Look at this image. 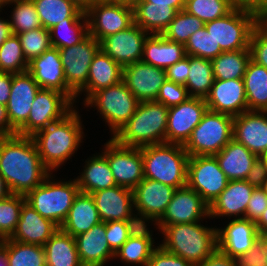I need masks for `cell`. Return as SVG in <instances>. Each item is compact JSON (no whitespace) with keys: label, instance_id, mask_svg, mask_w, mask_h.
Masks as SVG:
<instances>
[{"label":"cell","instance_id":"cell-11","mask_svg":"<svg viewBox=\"0 0 267 266\" xmlns=\"http://www.w3.org/2000/svg\"><path fill=\"white\" fill-rule=\"evenodd\" d=\"M73 106L74 103L64 93L54 89H40L32 102L27 122L16 134L32 137L51 123L62 119Z\"/></svg>","mask_w":267,"mask_h":266},{"label":"cell","instance_id":"cell-7","mask_svg":"<svg viewBox=\"0 0 267 266\" xmlns=\"http://www.w3.org/2000/svg\"><path fill=\"white\" fill-rule=\"evenodd\" d=\"M234 117L208 110L183 145L192 156H214L233 139Z\"/></svg>","mask_w":267,"mask_h":266},{"label":"cell","instance_id":"cell-51","mask_svg":"<svg viewBox=\"0 0 267 266\" xmlns=\"http://www.w3.org/2000/svg\"><path fill=\"white\" fill-rule=\"evenodd\" d=\"M249 48L251 59L267 68V27L260 21L252 30Z\"/></svg>","mask_w":267,"mask_h":266},{"label":"cell","instance_id":"cell-35","mask_svg":"<svg viewBox=\"0 0 267 266\" xmlns=\"http://www.w3.org/2000/svg\"><path fill=\"white\" fill-rule=\"evenodd\" d=\"M154 239L147 225H140L128 238V240L115 252V257L121 262L129 264H140L147 266L148 261L156 249Z\"/></svg>","mask_w":267,"mask_h":266},{"label":"cell","instance_id":"cell-3","mask_svg":"<svg viewBox=\"0 0 267 266\" xmlns=\"http://www.w3.org/2000/svg\"><path fill=\"white\" fill-rule=\"evenodd\" d=\"M168 107L152 101L139 102L134 115L112 138L120 145L141 148L166 143Z\"/></svg>","mask_w":267,"mask_h":266},{"label":"cell","instance_id":"cell-68","mask_svg":"<svg viewBox=\"0 0 267 266\" xmlns=\"http://www.w3.org/2000/svg\"><path fill=\"white\" fill-rule=\"evenodd\" d=\"M0 266H9L6 256L1 247H0Z\"/></svg>","mask_w":267,"mask_h":266},{"label":"cell","instance_id":"cell-41","mask_svg":"<svg viewBox=\"0 0 267 266\" xmlns=\"http://www.w3.org/2000/svg\"><path fill=\"white\" fill-rule=\"evenodd\" d=\"M214 81L212 61L190 56V69L185 85L189 97L205 99L210 93Z\"/></svg>","mask_w":267,"mask_h":266},{"label":"cell","instance_id":"cell-45","mask_svg":"<svg viewBox=\"0 0 267 266\" xmlns=\"http://www.w3.org/2000/svg\"><path fill=\"white\" fill-rule=\"evenodd\" d=\"M203 27L205 23L202 20L182 10L177 12L162 35L167 40L185 45L190 36Z\"/></svg>","mask_w":267,"mask_h":266},{"label":"cell","instance_id":"cell-67","mask_svg":"<svg viewBox=\"0 0 267 266\" xmlns=\"http://www.w3.org/2000/svg\"><path fill=\"white\" fill-rule=\"evenodd\" d=\"M240 266H267L259 258H251L241 261Z\"/></svg>","mask_w":267,"mask_h":266},{"label":"cell","instance_id":"cell-43","mask_svg":"<svg viewBox=\"0 0 267 266\" xmlns=\"http://www.w3.org/2000/svg\"><path fill=\"white\" fill-rule=\"evenodd\" d=\"M11 4H14V8L11 11L12 17L9 24L13 34L18 35L42 27L32 0H14L5 4L2 8Z\"/></svg>","mask_w":267,"mask_h":266},{"label":"cell","instance_id":"cell-53","mask_svg":"<svg viewBox=\"0 0 267 266\" xmlns=\"http://www.w3.org/2000/svg\"><path fill=\"white\" fill-rule=\"evenodd\" d=\"M266 209L267 194L261 187L254 188L245 211V218L256 223Z\"/></svg>","mask_w":267,"mask_h":266},{"label":"cell","instance_id":"cell-28","mask_svg":"<svg viewBox=\"0 0 267 266\" xmlns=\"http://www.w3.org/2000/svg\"><path fill=\"white\" fill-rule=\"evenodd\" d=\"M254 188L245 180L229 181L226 188L209 206V217L245 218Z\"/></svg>","mask_w":267,"mask_h":266},{"label":"cell","instance_id":"cell-50","mask_svg":"<svg viewBox=\"0 0 267 266\" xmlns=\"http://www.w3.org/2000/svg\"><path fill=\"white\" fill-rule=\"evenodd\" d=\"M140 225L139 221L106 222V239L110 248L116 252Z\"/></svg>","mask_w":267,"mask_h":266},{"label":"cell","instance_id":"cell-24","mask_svg":"<svg viewBox=\"0 0 267 266\" xmlns=\"http://www.w3.org/2000/svg\"><path fill=\"white\" fill-rule=\"evenodd\" d=\"M208 110L236 117L248 111L243 78L215 79L205 98Z\"/></svg>","mask_w":267,"mask_h":266},{"label":"cell","instance_id":"cell-23","mask_svg":"<svg viewBox=\"0 0 267 266\" xmlns=\"http://www.w3.org/2000/svg\"><path fill=\"white\" fill-rule=\"evenodd\" d=\"M233 139L257 157L267 153V111H246L233 119Z\"/></svg>","mask_w":267,"mask_h":266},{"label":"cell","instance_id":"cell-22","mask_svg":"<svg viewBox=\"0 0 267 266\" xmlns=\"http://www.w3.org/2000/svg\"><path fill=\"white\" fill-rule=\"evenodd\" d=\"M28 72L41 89H54L64 93L73 103L76 95L67 87L64 69L57 48L51 47L28 64Z\"/></svg>","mask_w":267,"mask_h":266},{"label":"cell","instance_id":"cell-33","mask_svg":"<svg viewBox=\"0 0 267 266\" xmlns=\"http://www.w3.org/2000/svg\"><path fill=\"white\" fill-rule=\"evenodd\" d=\"M134 23L149 34H162L177 10L169 5H155L151 2H133Z\"/></svg>","mask_w":267,"mask_h":266},{"label":"cell","instance_id":"cell-30","mask_svg":"<svg viewBox=\"0 0 267 266\" xmlns=\"http://www.w3.org/2000/svg\"><path fill=\"white\" fill-rule=\"evenodd\" d=\"M99 212L91 194L79 192L60 229L73 237L101 223Z\"/></svg>","mask_w":267,"mask_h":266},{"label":"cell","instance_id":"cell-29","mask_svg":"<svg viewBox=\"0 0 267 266\" xmlns=\"http://www.w3.org/2000/svg\"><path fill=\"white\" fill-rule=\"evenodd\" d=\"M123 68L101 49L94 55L86 86L76 95L86 92L84 103L97 91L122 81Z\"/></svg>","mask_w":267,"mask_h":266},{"label":"cell","instance_id":"cell-2","mask_svg":"<svg viewBox=\"0 0 267 266\" xmlns=\"http://www.w3.org/2000/svg\"><path fill=\"white\" fill-rule=\"evenodd\" d=\"M80 118L74 107L62 119L32 136L42 163L51 173L78 150L84 138Z\"/></svg>","mask_w":267,"mask_h":266},{"label":"cell","instance_id":"cell-13","mask_svg":"<svg viewBox=\"0 0 267 266\" xmlns=\"http://www.w3.org/2000/svg\"><path fill=\"white\" fill-rule=\"evenodd\" d=\"M228 182L215 156L189 157L186 185L195 190L209 206Z\"/></svg>","mask_w":267,"mask_h":266},{"label":"cell","instance_id":"cell-63","mask_svg":"<svg viewBox=\"0 0 267 266\" xmlns=\"http://www.w3.org/2000/svg\"><path fill=\"white\" fill-rule=\"evenodd\" d=\"M257 258L267 265V236L259 239Z\"/></svg>","mask_w":267,"mask_h":266},{"label":"cell","instance_id":"cell-44","mask_svg":"<svg viewBox=\"0 0 267 266\" xmlns=\"http://www.w3.org/2000/svg\"><path fill=\"white\" fill-rule=\"evenodd\" d=\"M28 64L18 35L12 34L0 46V72H25L28 71Z\"/></svg>","mask_w":267,"mask_h":266},{"label":"cell","instance_id":"cell-60","mask_svg":"<svg viewBox=\"0 0 267 266\" xmlns=\"http://www.w3.org/2000/svg\"><path fill=\"white\" fill-rule=\"evenodd\" d=\"M15 134L16 132L10 127L6 106L0 104V135L7 137Z\"/></svg>","mask_w":267,"mask_h":266},{"label":"cell","instance_id":"cell-73","mask_svg":"<svg viewBox=\"0 0 267 266\" xmlns=\"http://www.w3.org/2000/svg\"><path fill=\"white\" fill-rule=\"evenodd\" d=\"M1 144H2V136L0 135V149H1Z\"/></svg>","mask_w":267,"mask_h":266},{"label":"cell","instance_id":"cell-34","mask_svg":"<svg viewBox=\"0 0 267 266\" xmlns=\"http://www.w3.org/2000/svg\"><path fill=\"white\" fill-rule=\"evenodd\" d=\"M85 161L84 169L76 178L80 192L94 193L116 185L108 160L103 153Z\"/></svg>","mask_w":267,"mask_h":266},{"label":"cell","instance_id":"cell-62","mask_svg":"<svg viewBox=\"0 0 267 266\" xmlns=\"http://www.w3.org/2000/svg\"><path fill=\"white\" fill-rule=\"evenodd\" d=\"M2 8H0V11ZM13 34L9 20H4L0 18V46L1 44Z\"/></svg>","mask_w":267,"mask_h":266},{"label":"cell","instance_id":"cell-47","mask_svg":"<svg viewBox=\"0 0 267 266\" xmlns=\"http://www.w3.org/2000/svg\"><path fill=\"white\" fill-rule=\"evenodd\" d=\"M25 202V196L19 194H11L0 200V240L10 238L16 230Z\"/></svg>","mask_w":267,"mask_h":266},{"label":"cell","instance_id":"cell-5","mask_svg":"<svg viewBox=\"0 0 267 266\" xmlns=\"http://www.w3.org/2000/svg\"><path fill=\"white\" fill-rule=\"evenodd\" d=\"M144 178L161 182L173 188L187 183L189 155L183 145L163 143L141 147Z\"/></svg>","mask_w":267,"mask_h":266},{"label":"cell","instance_id":"cell-48","mask_svg":"<svg viewBox=\"0 0 267 266\" xmlns=\"http://www.w3.org/2000/svg\"><path fill=\"white\" fill-rule=\"evenodd\" d=\"M23 54L28 62L52 47L50 30L40 27L18 34Z\"/></svg>","mask_w":267,"mask_h":266},{"label":"cell","instance_id":"cell-19","mask_svg":"<svg viewBox=\"0 0 267 266\" xmlns=\"http://www.w3.org/2000/svg\"><path fill=\"white\" fill-rule=\"evenodd\" d=\"M150 34L135 23L100 41V49L122 68L142 60L144 43Z\"/></svg>","mask_w":267,"mask_h":266},{"label":"cell","instance_id":"cell-39","mask_svg":"<svg viewBox=\"0 0 267 266\" xmlns=\"http://www.w3.org/2000/svg\"><path fill=\"white\" fill-rule=\"evenodd\" d=\"M9 266H46L43 246L24 244L10 238L0 240Z\"/></svg>","mask_w":267,"mask_h":266},{"label":"cell","instance_id":"cell-1","mask_svg":"<svg viewBox=\"0 0 267 266\" xmlns=\"http://www.w3.org/2000/svg\"><path fill=\"white\" fill-rule=\"evenodd\" d=\"M50 171L44 166L37 147L28 136H2L0 175L12 194L26 195L40 185Z\"/></svg>","mask_w":267,"mask_h":266},{"label":"cell","instance_id":"cell-12","mask_svg":"<svg viewBox=\"0 0 267 266\" xmlns=\"http://www.w3.org/2000/svg\"><path fill=\"white\" fill-rule=\"evenodd\" d=\"M259 239L256 224L246 218H234L224 229H217L218 249L240 261L258 256Z\"/></svg>","mask_w":267,"mask_h":266},{"label":"cell","instance_id":"cell-10","mask_svg":"<svg viewBox=\"0 0 267 266\" xmlns=\"http://www.w3.org/2000/svg\"><path fill=\"white\" fill-rule=\"evenodd\" d=\"M85 13L89 35L99 42L134 24L132 3L125 1H96Z\"/></svg>","mask_w":267,"mask_h":266},{"label":"cell","instance_id":"cell-27","mask_svg":"<svg viewBox=\"0 0 267 266\" xmlns=\"http://www.w3.org/2000/svg\"><path fill=\"white\" fill-rule=\"evenodd\" d=\"M76 248L83 266H103L113 260L115 252L106 239V223L101 222L75 237Z\"/></svg>","mask_w":267,"mask_h":266},{"label":"cell","instance_id":"cell-57","mask_svg":"<svg viewBox=\"0 0 267 266\" xmlns=\"http://www.w3.org/2000/svg\"><path fill=\"white\" fill-rule=\"evenodd\" d=\"M241 261L221 252L218 248L202 263L195 266H240Z\"/></svg>","mask_w":267,"mask_h":266},{"label":"cell","instance_id":"cell-15","mask_svg":"<svg viewBox=\"0 0 267 266\" xmlns=\"http://www.w3.org/2000/svg\"><path fill=\"white\" fill-rule=\"evenodd\" d=\"M100 42L88 35L76 45L58 49L67 87L77 95L87 84L90 65Z\"/></svg>","mask_w":267,"mask_h":266},{"label":"cell","instance_id":"cell-52","mask_svg":"<svg viewBox=\"0 0 267 266\" xmlns=\"http://www.w3.org/2000/svg\"><path fill=\"white\" fill-rule=\"evenodd\" d=\"M187 98H189V95L185 85L177 84L167 79L160 87L155 101L169 108L183 103Z\"/></svg>","mask_w":267,"mask_h":266},{"label":"cell","instance_id":"cell-21","mask_svg":"<svg viewBox=\"0 0 267 266\" xmlns=\"http://www.w3.org/2000/svg\"><path fill=\"white\" fill-rule=\"evenodd\" d=\"M41 88L28 72L12 74V85L6 105L10 127L17 132L28 119L31 105Z\"/></svg>","mask_w":267,"mask_h":266},{"label":"cell","instance_id":"cell-9","mask_svg":"<svg viewBox=\"0 0 267 266\" xmlns=\"http://www.w3.org/2000/svg\"><path fill=\"white\" fill-rule=\"evenodd\" d=\"M139 102L122 80L95 92L84 106L97 107L114 136L134 115Z\"/></svg>","mask_w":267,"mask_h":266},{"label":"cell","instance_id":"cell-65","mask_svg":"<svg viewBox=\"0 0 267 266\" xmlns=\"http://www.w3.org/2000/svg\"><path fill=\"white\" fill-rule=\"evenodd\" d=\"M12 192L5 181V179L0 175V200L11 195Z\"/></svg>","mask_w":267,"mask_h":266},{"label":"cell","instance_id":"cell-40","mask_svg":"<svg viewBox=\"0 0 267 266\" xmlns=\"http://www.w3.org/2000/svg\"><path fill=\"white\" fill-rule=\"evenodd\" d=\"M250 60V48L220 53L216 58L211 60L215 79L228 80L243 78Z\"/></svg>","mask_w":267,"mask_h":266},{"label":"cell","instance_id":"cell-18","mask_svg":"<svg viewBox=\"0 0 267 266\" xmlns=\"http://www.w3.org/2000/svg\"><path fill=\"white\" fill-rule=\"evenodd\" d=\"M205 99L189 97L183 103L168 108L166 143L184 145L207 111Z\"/></svg>","mask_w":267,"mask_h":266},{"label":"cell","instance_id":"cell-55","mask_svg":"<svg viewBox=\"0 0 267 266\" xmlns=\"http://www.w3.org/2000/svg\"><path fill=\"white\" fill-rule=\"evenodd\" d=\"M189 69L190 55H187L166 69L167 79L177 84L186 85Z\"/></svg>","mask_w":267,"mask_h":266},{"label":"cell","instance_id":"cell-59","mask_svg":"<svg viewBox=\"0 0 267 266\" xmlns=\"http://www.w3.org/2000/svg\"><path fill=\"white\" fill-rule=\"evenodd\" d=\"M12 85V73L0 72V104L7 105Z\"/></svg>","mask_w":267,"mask_h":266},{"label":"cell","instance_id":"cell-46","mask_svg":"<svg viewBox=\"0 0 267 266\" xmlns=\"http://www.w3.org/2000/svg\"><path fill=\"white\" fill-rule=\"evenodd\" d=\"M233 8L232 0H185L184 10L207 23L225 16Z\"/></svg>","mask_w":267,"mask_h":266},{"label":"cell","instance_id":"cell-31","mask_svg":"<svg viewBox=\"0 0 267 266\" xmlns=\"http://www.w3.org/2000/svg\"><path fill=\"white\" fill-rule=\"evenodd\" d=\"M214 156L229 181L245 180L257 159L256 155L234 139Z\"/></svg>","mask_w":267,"mask_h":266},{"label":"cell","instance_id":"cell-72","mask_svg":"<svg viewBox=\"0 0 267 266\" xmlns=\"http://www.w3.org/2000/svg\"><path fill=\"white\" fill-rule=\"evenodd\" d=\"M118 1H125V2H129V3H133L135 0H118Z\"/></svg>","mask_w":267,"mask_h":266},{"label":"cell","instance_id":"cell-16","mask_svg":"<svg viewBox=\"0 0 267 266\" xmlns=\"http://www.w3.org/2000/svg\"><path fill=\"white\" fill-rule=\"evenodd\" d=\"M175 191L176 188L169 185L144 178L133 189L134 212L137 211L135 213L139 223L148 225L150 220L156 223L163 216Z\"/></svg>","mask_w":267,"mask_h":266},{"label":"cell","instance_id":"cell-58","mask_svg":"<svg viewBox=\"0 0 267 266\" xmlns=\"http://www.w3.org/2000/svg\"><path fill=\"white\" fill-rule=\"evenodd\" d=\"M234 7L248 10L260 16L267 9V0H232Z\"/></svg>","mask_w":267,"mask_h":266},{"label":"cell","instance_id":"cell-71","mask_svg":"<svg viewBox=\"0 0 267 266\" xmlns=\"http://www.w3.org/2000/svg\"><path fill=\"white\" fill-rule=\"evenodd\" d=\"M261 188L267 194V179L264 181L263 186Z\"/></svg>","mask_w":267,"mask_h":266},{"label":"cell","instance_id":"cell-36","mask_svg":"<svg viewBox=\"0 0 267 266\" xmlns=\"http://www.w3.org/2000/svg\"><path fill=\"white\" fill-rule=\"evenodd\" d=\"M46 266H83L76 248L75 237L60 228L43 245Z\"/></svg>","mask_w":267,"mask_h":266},{"label":"cell","instance_id":"cell-42","mask_svg":"<svg viewBox=\"0 0 267 266\" xmlns=\"http://www.w3.org/2000/svg\"><path fill=\"white\" fill-rule=\"evenodd\" d=\"M88 35L86 13L77 22H59L50 29L51 45L57 49L76 45Z\"/></svg>","mask_w":267,"mask_h":266},{"label":"cell","instance_id":"cell-17","mask_svg":"<svg viewBox=\"0 0 267 266\" xmlns=\"http://www.w3.org/2000/svg\"><path fill=\"white\" fill-rule=\"evenodd\" d=\"M206 217L209 218V205L186 185L176 189L163 216L154 224L160 231L165 225L196 223Z\"/></svg>","mask_w":267,"mask_h":266},{"label":"cell","instance_id":"cell-4","mask_svg":"<svg viewBox=\"0 0 267 266\" xmlns=\"http://www.w3.org/2000/svg\"><path fill=\"white\" fill-rule=\"evenodd\" d=\"M217 229L208 228L201 222L165 225L160 230L164 235L160 246L195 266L218 248Z\"/></svg>","mask_w":267,"mask_h":266},{"label":"cell","instance_id":"cell-6","mask_svg":"<svg viewBox=\"0 0 267 266\" xmlns=\"http://www.w3.org/2000/svg\"><path fill=\"white\" fill-rule=\"evenodd\" d=\"M51 175L52 173L40 185L27 193L25 200L42 217L53 221L60 227L80 189L76 179L58 182L52 179Z\"/></svg>","mask_w":267,"mask_h":266},{"label":"cell","instance_id":"cell-56","mask_svg":"<svg viewBox=\"0 0 267 266\" xmlns=\"http://www.w3.org/2000/svg\"><path fill=\"white\" fill-rule=\"evenodd\" d=\"M267 179V160L264 157H257L245 181L251 186L262 187Z\"/></svg>","mask_w":267,"mask_h":266},{"label":"cell","instance_id":"cell-14","mask_svg":"<svg viewBox=\"0 0 267 266\" xmlns=\"http://www.w3.org/2000/svg\"><path fill=\"white\" fill-rule=\"evenodd\" d=\"M104 152L116 185L134 189L144 179L141 148L123 146L111 138Z\"/></svg>","mask_w":267,"mask_h":266},{"label":"cell","instance_id":"cell-20","mask_svg":"<svg viewBox=\"0 0 267 266\" xmlns=\"http://www.w3.org/2000/svg\"><path fill=\"white\" fill-rule=\"evenodd\" d=\"M122 80L133 95L142 102L156 100L167 76L165 69L141 60L123 67Z\"/></svg>","mask_w":267,"mask_h":266},{"label":"cell","instance_id":"cell-69","mask_svg":"<svg viewBox=\"0 0 267 266\" xmlns=\"http://www.w3.org/2000/svg\"><path fill=\"white\" fill-rule=\"evenodd\" d=\"M259 21L267 27V9L259 16Z\"/></svg>","mask_w":267,"mask_h":266},{"label":"cell","instance_id":"cell-54","mask_svg":"<svg viewBox=\"0 0 267 266\" xmlns=\"http://www.w3.org/2000/svg\"><path fill=\"white\" fill-rule=\"evenodd\" d=\"M147 266H194L182 257L165 251L160 245L153 251Z\"/></svg>","mask_w":267,"mask_h":266},{"label":"cell","instance_id":"cell-26","mask_svg":"<svg viewBox=\"0 0 267 266\" xmlns=\"http://www.w3.org/2000/svg\"><path fill=\"white\" fill-rule=\"evenodd\" d=\"M59 228L57 224L42 217L25 202L21 208L16 230L10 239L24 244L43 246Z\"/></svg>","mask_w":267,"mask_h":266},{"label":"cell","instance_id":"cell-37","mask_svg":"<svg viewBox=\"0 0 267 266\" xmlns=\"http://www.w3.org/2000/svg\"><path fill=\"white\" fill-rule=\"evenodd\" d=\"M42 27L50 30L59 22H77L85 12L71 0H32Z\"/></svg>","mask_w":267,"mask_h":266},{"label":"cell","instance_id":"cell-49","mask_svg":"<svg viewBox=\"0 0 267 266\" xmlns=\"http://www.w3.org/2000/svg\"><path fill=\"white\" fill-rule=\"evenodd\" d=\"M185 51L187 55L210 60L216 58L223 52L220 47H216L214 39L205 27L190 36L188 42L185 44Z\"/></svg>","mask_w":267,"mask_h":266},{"label":"cell","instance_id":"cell-8","mask_svg":"<svg viewBox=\"0 0 267 266\" xmlns=\"http://www.w3.org/2000/svg\"><path fill=\"white\" fill-rule=\"evenodd\" d=\"M259 16L251 11L234 7L225 16L205 23V28L223 52L249 48L250 37Z\"/></svg>","mask_w":267,"mask_h":266},{"label":"cell","instance_id":"cell-25","mask_svg":"<svg viewBox=\"0 0 267 266\" xmlns=\"http://www.w3.org/2000/svg\"><path fill=\"white\" fill-rule=\"evenodd\" d=\"M102 222L138 221L134 214L133 190L115 185L91 193Z\"/></svg>","mask_w":267,"mask_h":266},{"label":"cell","instance_id":"cell-61","mask_svg":"<svg viewBox=\"0 0 267 266\" xmlns=\"http://www.w3.org/2000/svg\"><path fill=\"white\" fill-rule=\"evenodd\" d=\"M134 2H151L161 6L169 5L177 11H182L185 8V0H135Z\"/></svg>","mask_w":267,"mask_h":266},{"label":"cell","instance_id":"cell-70","mask_svg":"<svg viewBox=\"0 0 267 266\" xmlns=\"http://www.w3.org/2000/svg\"><path fill=\"white\" fill-rule=\"evenodd\" d=\"M14 0H0V6H4L5 4L9 3V2H12Z\"/></svg>","mask_w":267,"mask_h":266},{"label":"cell","instance_id":"cell-38","mask_svg":"<svg viewBox=\"0 0 267 266\" xmlns=\"http://www.w3.org/2000/svg\"><path fill=\"white\" fill-rule=\"evenodd\" d=\"M243 80L248 111H267V68L251 59Z\"/></svg>","mask_w":267,"mask_h":266},{"label":"cell","instance_id":"cell-32","mask_svg":"<svg viewBox=\"0 0 267 266\" xmlns=\"http://www.w3.org/2000/svg\"><path fill=\"white\" fill-rule=\"evenodd\" d=\"M185 56V45L167 40L162 34H150L144 43L142 61L166 70Z\"/></svg>","mask_w":267,"mask_h":266},{"label":"cell","instance_id":"cell-66","mask_svg":"<svg viewBox=\"0 0 267 266\" xmlns=\"http://www.w3.org/2000/svg\"><path fill=\"white\" fill-rule=\"evenodd\" d=\"M82 11L86 12L98 0H71Z\"/></svg>","mask_w":267,"mask_h":266},{"label":"cell","instance_id":"cell-64","mask_svg":"<svg viewBox=\"0 0 267 266\" xmlns=\"http://www.w3.org/2000/svg\"><path fill=\"white\" fill-rule=\"evenodd\" d=\"M260 237L267 236V209L263 212L260 219L255 223Z\"/></svg>","mask_w":267,"mask_h":266}]
</instances>
